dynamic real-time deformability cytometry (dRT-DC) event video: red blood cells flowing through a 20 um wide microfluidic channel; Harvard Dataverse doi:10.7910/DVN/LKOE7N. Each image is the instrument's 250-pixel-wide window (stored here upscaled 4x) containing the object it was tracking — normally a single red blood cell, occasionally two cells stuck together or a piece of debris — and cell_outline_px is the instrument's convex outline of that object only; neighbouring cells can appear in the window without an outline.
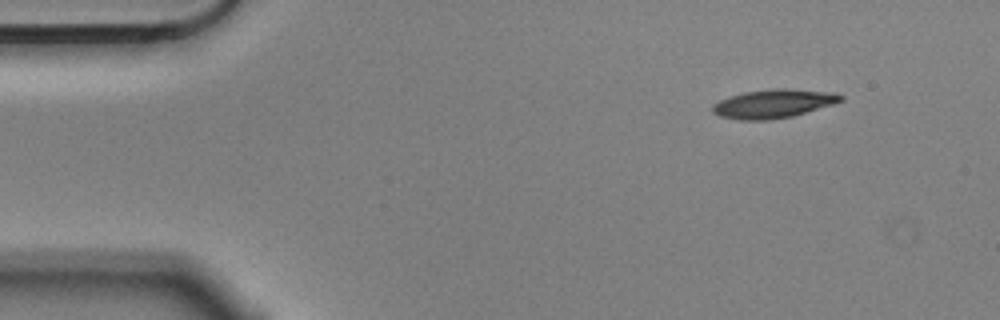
{"species": "Egyptian fruit bat (a non-hibernating species)", "species_latin": "Rousettus aegyptiacus", "temperature_condition": "cold", "stored_images_in_passage": 3, "camera_frame_rate_fps": 3000, "um_per_image_px": 0.085, "animal": {"sex": "male"}, "frame": {"image": 1, "passage_image": 1, "time_ms": 0.0, "image_size_px": [1000, 320], "cell_outline_px": [[844, 100], [832, 104], [792, 116], [768, 120], [740, 120], [720, 116], [712, 112], [712, 104], [720, 100], [744, 92], [772, 88], [784, 88], [836, 92], [844, 96]], "centroid_in_image_um": [65.75, 8.8], "position_along_channel_um": 19.2, "area_um2": 21.39}}
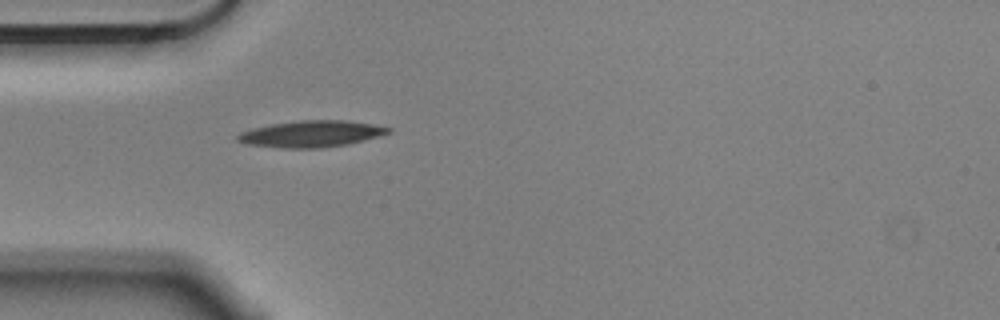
{"frame": {"image": 2, "passage_image": 3, "time_ms": 0.667, "image_size_px": [1000, 320], "cell_outline_px": [[392, 132], [380, 136], [348, 144], [320, 148], [276, 148], [248, 144], [236, 140], [236, 136], [240, 132], [252, 128], [272, 124], [300, 120], [344, 120], [372, 124], [392, 128]], "centroid_in_image_um": [26.45, 11.38], "position_along_channel_um": 58.5, "area_um2": 23.35}}